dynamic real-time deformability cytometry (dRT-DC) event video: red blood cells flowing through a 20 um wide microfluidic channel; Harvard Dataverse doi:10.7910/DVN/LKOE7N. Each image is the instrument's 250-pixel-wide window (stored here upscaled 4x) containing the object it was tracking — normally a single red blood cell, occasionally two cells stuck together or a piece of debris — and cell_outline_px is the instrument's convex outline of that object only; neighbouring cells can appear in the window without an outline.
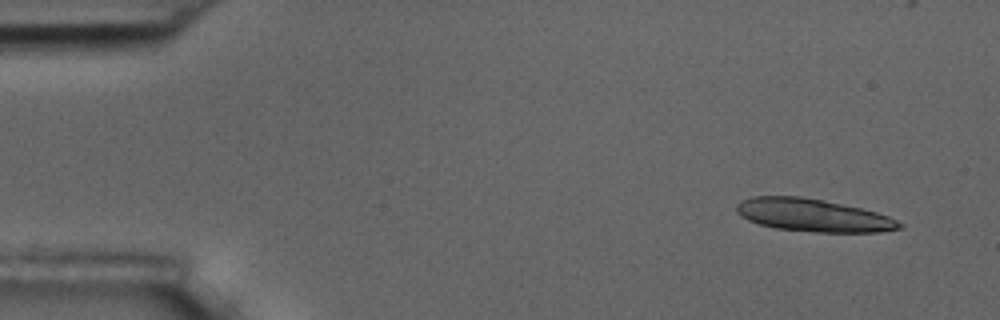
{"species": "common noctule bat (a hibernating species)", "species_latin": "Nyctalus noctula", "temperature_condition": "room temperature", "stored_images_in_passage": 4, "camera_frame_rate_fps": 3000, "um_per_image_px": 0.085, "animal": {"sex": "male", "body_mass_g": 17.5, "forearm_length_mm": 52.3}, "frame": {"image": 1, "passage_image": 1, "time_ms": 0.0, "image_size_px": [1000, 320], "cell_outline_px": [[904, 228], [880, 232], [816, 232], [776, 228], [760, 224], [748, 220], [736, 212], [736, 204], [752, 196], [800, 196], [824, 200], [860, 208], [876, 212], [888, 216], [904, 224]], "centroid_in_image_um": [69.13, 18.3], "position_along_channel_um": 15.9, "area_um2": 30.98}}